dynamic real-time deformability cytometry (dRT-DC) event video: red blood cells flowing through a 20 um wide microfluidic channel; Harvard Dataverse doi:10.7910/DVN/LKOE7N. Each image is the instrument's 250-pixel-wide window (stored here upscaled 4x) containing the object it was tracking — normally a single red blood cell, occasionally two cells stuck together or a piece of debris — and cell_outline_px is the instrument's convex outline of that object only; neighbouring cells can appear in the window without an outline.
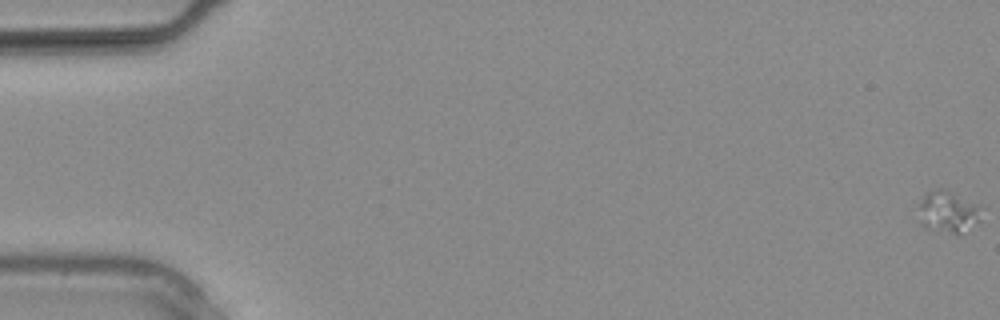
{"species": "common noctule bat (a hibernating species)", "species_latin": "Nyctalus noctula", "temperature_condition": "warm", "stored_images_in_passage": 31, "camera_frame_rate_fps": 3000, "um_per_image_px": 0.085, "animal": {"sex": "male", "body_mass_g": 20.4}, "frame": {"image": 1, "passage_image": 1, "time_ms": 0.0, "image_size_px": [1000, 320], "cell_outline_px": [[980, 220], [960, 232], [952, 232], [920, 224], [920, 200], [928, 192], [940, 188], [944, 188], [976, 208]], "centroid_in_image_um": [80.48, 17.98], "position_along_channel_um": 4.5, "area_um2": 13.58}}
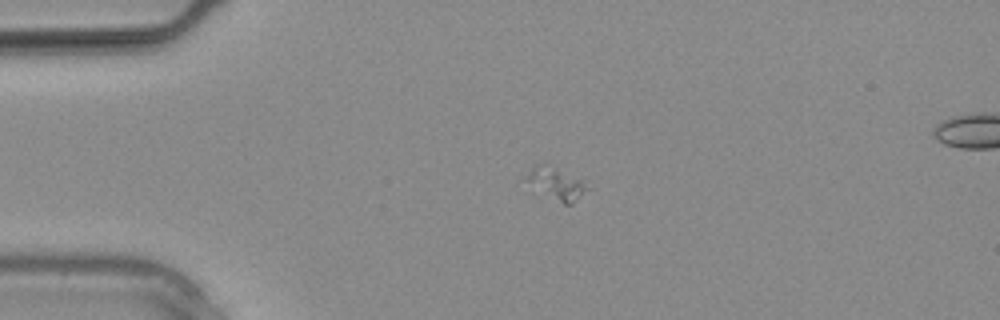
{"frame": {"image": 2, "passage_image": 8, "time_ms": 2.333, "image_size_px": [1000, 320], "cell_outline_px": [[588, 188], [572, 204], [564, 204], [532, 192], [524, 180], [532, 168], [536, 164], [544, 164], [580, 180]], "centroid_in_image_um": [47.14, 15.67], "position_along_channel_um": 37.9, "area_um2": 11.27}}